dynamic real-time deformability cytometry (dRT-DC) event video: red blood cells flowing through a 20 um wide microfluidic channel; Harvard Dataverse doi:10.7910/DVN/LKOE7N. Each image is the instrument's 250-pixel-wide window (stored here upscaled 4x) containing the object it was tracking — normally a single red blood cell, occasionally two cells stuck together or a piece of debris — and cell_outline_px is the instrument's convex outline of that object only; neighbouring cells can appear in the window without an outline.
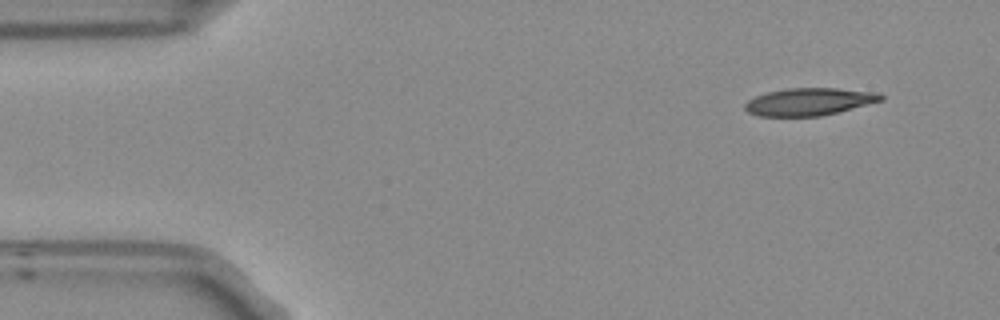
{"species": "Egyptian fruit bat (a non-hibernating species)", "species_latin": "Rousettus aegyptiacus", "temperature_condition": "room temperature", "stored_images_in_passage": 6, "camera_frame_rate_fps": 3000, "um_per_image_px": 0.085, "frame": {"image": 1, "passage_image": 1, "time_ms": 0.0, "image_size_px": [1000, 320], "cell_outline_px": [[884, 100], [820, 116], [756, 116], [748, 112], [744, 108], [744, 104], [748, 100], [756, 96], [768, 92], [788, 88], [836, 88], [880, 92], [884, 96]], "centroid_in_image_um": [68.79, 8.64], "position_along_channel_um": 16.2, "area_um2": 21.73}}
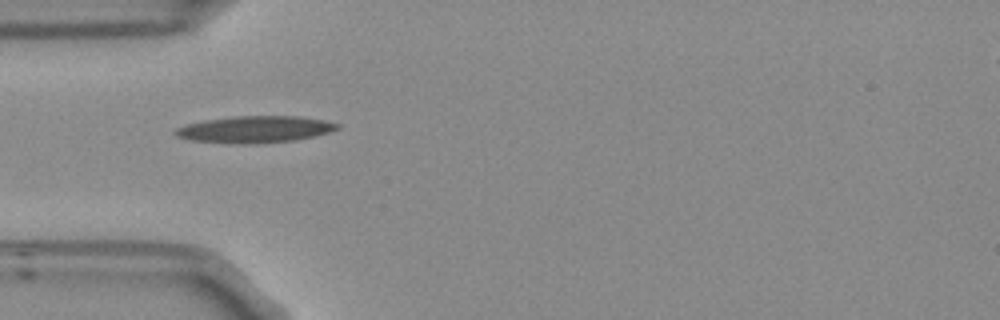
{"frame": {"image": 2, "passage_image": 4, "time_ms": 1.0, "image_size_px": [1000, 320], "cell_outline_px": [[340, 128], [328, 132], [296, 140], [252, 144], [192, 140], [176, 136], [172, 132], [176, 128], [184, 124], [204, 120], [232, 116], [300, 116], [324, 120], [340, 124]], "centroid_in_image_um": [21.65, 10.98], "position_along_channel_um": 63.3, "area_um2": 25.14}}